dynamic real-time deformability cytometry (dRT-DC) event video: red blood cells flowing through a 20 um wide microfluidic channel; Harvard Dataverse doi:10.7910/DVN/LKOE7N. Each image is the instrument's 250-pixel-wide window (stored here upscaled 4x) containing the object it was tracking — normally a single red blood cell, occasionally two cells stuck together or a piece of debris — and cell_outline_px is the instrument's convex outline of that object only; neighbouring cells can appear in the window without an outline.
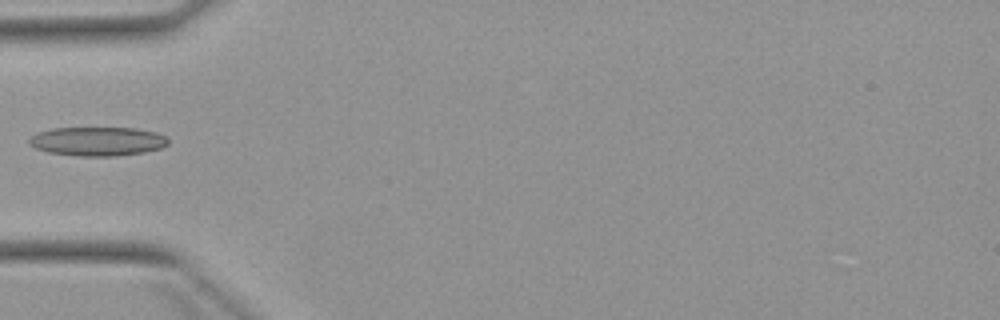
{"species": "Egyptian fruit bat (a non-hibernating species)", "species_latin": "Rousettus aegyptiacus", "temperature_condition": "warm", "stored_images_in_passage": 4, "camera_frame_rate_fps": 3000, "um_per_image_px": 0.085, "animal": {"sex": "female"}, "frame": {"image": 1, "passage_image": 4, "time_ms": 3.667, "image_size_px": [1000, 320], "cell_outline_px": [[168, 144], [160, 148], [144, 152], [116, 156], [80, 156], [48, 152], [36, 148], [28, 144], [28, 140], [36, 132], [52, 128], [136, 128], [156, 132], [164, 136], [168, 140]], "centroid_in_image_um": [8.27, 12.01], "position_along_channel_um": 76.7, "area_um2": 23.47}}